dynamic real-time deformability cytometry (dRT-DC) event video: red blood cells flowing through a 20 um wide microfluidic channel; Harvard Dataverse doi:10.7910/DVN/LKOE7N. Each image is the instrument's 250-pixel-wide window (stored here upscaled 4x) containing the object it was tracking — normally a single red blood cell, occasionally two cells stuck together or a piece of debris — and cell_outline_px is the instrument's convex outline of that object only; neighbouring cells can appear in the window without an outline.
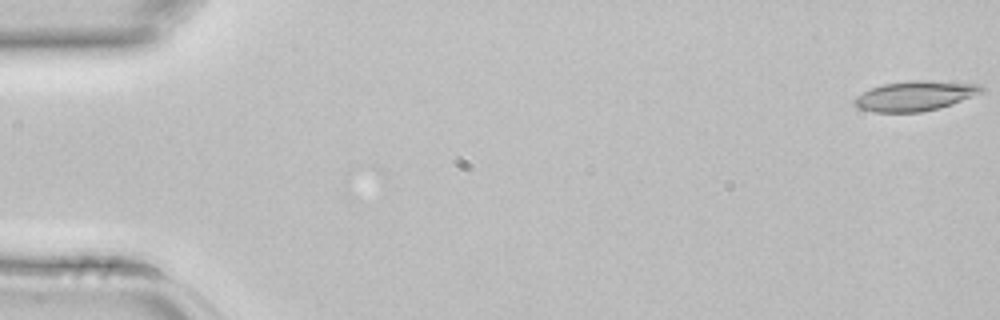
{"species": "common noctule bat (a hibernating species)", "species_latin": "Nyctalus noctula", "temperature_condition": "room temperature", "stored_images_in_passage": 5, "camera_frame_rate_fps": 3000, "um_per_image_px": 0.085, "animal": {"sex": "female", "body_mass_g": 22.7, "forearm_length_mm": 54.2}, "frame": {"image": 1, "passage_image": 1, "time_ms": 0.0, "image_size_px": [1000, 320], "cell_outline_px": [[984, 92], [952, 104], [940, 108], [920, 112], [872, 112], [860, 108], [852, 104], [852, 100], [856, 96], [872, 88], [884, 84], [980, 84], [984, 88]], "centroid_in_image_um": [77.71, 8.24], "position_along_channel_um": 7.3, "area_um2": 20.58}}
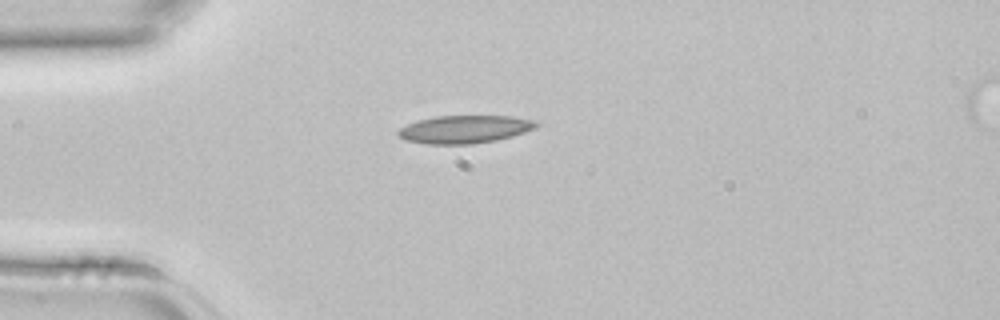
{"frame": {"image": 2, "passage_image": 4, "time_ms": 1.0, "image_size_px": [1000, 320], "cell_outline_px": [[540, 124], [536, 128], [512, 136], [496, 140], [472, 144], [428, 144], [404, 140], [396, 132], [400, 128], [416, 120], [436, 116], [512, 116], [532, 120]], "centroid_in_image_um": [39.48, 10.99], "position_along_channel_um": 45.5, "area_um2": 22.43}}